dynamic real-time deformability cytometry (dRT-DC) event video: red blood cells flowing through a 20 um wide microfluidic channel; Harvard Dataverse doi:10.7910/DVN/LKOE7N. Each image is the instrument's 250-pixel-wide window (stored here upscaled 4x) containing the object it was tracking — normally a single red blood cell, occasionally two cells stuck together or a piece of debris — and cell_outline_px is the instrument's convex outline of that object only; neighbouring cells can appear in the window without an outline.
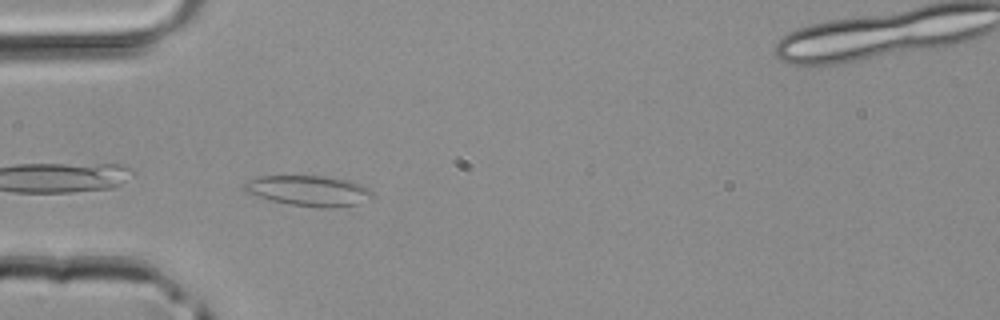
{"species": "common noctule bat (a hibernating species)", "species_latin": "Nyctalus noctula", "temperature_condition": "room temperature", "stored_images_in_passage": 4, "camera_frame_rate_fps": 3000, "um_per_image_px": 0.085, "animal": {"sex": "male", "body_mass_g": 20.4}, "frame": {"image": 1, "passage_image": 3, "time_ms": 0.667, "image_size_px": [1000, 320], "cell_outline_px": [[372, 200], [360, 204], [332, 208], [316, 208], [288, 204], [272, 200], [244, 192], [240, 184], [256, 176], [324, 176], [352, 180], [364, 184], [372, 192]], "centroid_in_image_um": [26.27, 16.21], "position_along_channel_um": 58.7, "area_um2": 23.41}}